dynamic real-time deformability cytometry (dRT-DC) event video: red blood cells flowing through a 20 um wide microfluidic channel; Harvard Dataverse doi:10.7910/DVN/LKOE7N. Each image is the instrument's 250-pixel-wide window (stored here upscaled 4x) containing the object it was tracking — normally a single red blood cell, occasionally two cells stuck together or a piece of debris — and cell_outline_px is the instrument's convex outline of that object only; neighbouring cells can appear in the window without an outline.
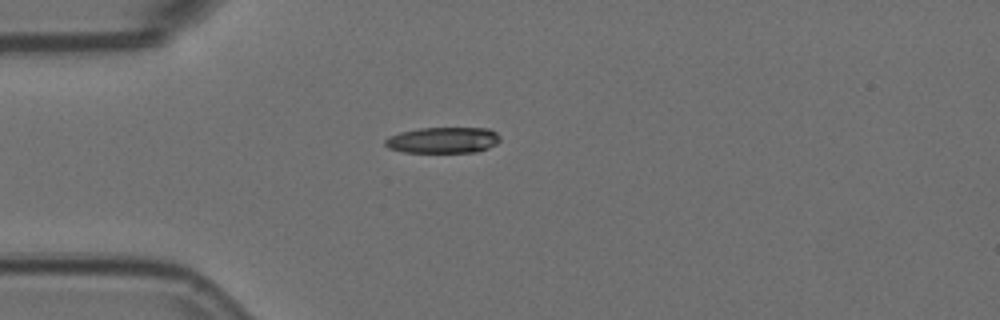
{"species": "Egyptian fruit bat (a non-hibernating species)", "species_latin": "Rousettus aegyptiacus", "temperature_condition": "room temperature", "stored_images_in_passage": 1, "camera_frame_rate_fps": 3000, "um_per_image_px": 0.085, "animal": {"sex": "female"}, "frame": {"image": 1, "passage_image": 1, "time_ms": 0.0, "image_size_px": [1000, 320], "cell_outline_px": [[500, 140], [496, 144], [488, 148], [476, 152], [404, 152], [388, 148], [384, 144], [384, 140], [388, 136], [400, 132], [420, 128], [488, 128], [496, 132], [500, 136]], "centroid_in_image_um": [37.65, 11.91], "position_along_channel_um": 47.4, "area_um2": 17.51}}